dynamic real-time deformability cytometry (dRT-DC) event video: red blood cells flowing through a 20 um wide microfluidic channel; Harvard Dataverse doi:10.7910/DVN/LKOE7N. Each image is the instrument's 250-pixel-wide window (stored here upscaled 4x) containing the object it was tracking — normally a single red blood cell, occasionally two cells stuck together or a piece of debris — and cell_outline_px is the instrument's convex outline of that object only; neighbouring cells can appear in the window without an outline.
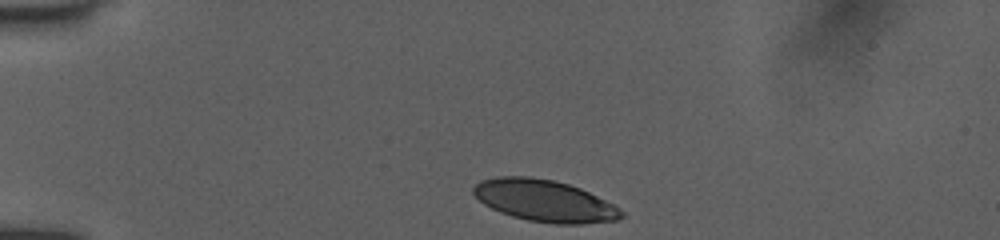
{"species": "human", "species_latin": "Homo sapiens", "temperature_condition": "room temperature", "stored_images_in_passage": 43, "camera_frame_rate_fps": 3000, "um_per_image_px": 0.085, "donor": {"sex": "female"}, "frame": {"image": 1, "passage_image": 1, "time_ms": 0.0, "image_size_px": [1000, 240], "cell_outline_px": [[624, 216], [616, 220], [584, 224], [556, 224], [528, 220], [512, 216], [500, 212], [484, 204], [472, 192], [472, 188], [480, 180], [496, 176], [528, 176], [552, 180], [568, 184], [580, 188], [616, 204], [624, 212]], "centroid_in_image_um": [46.31, 17.06], "position_along_channel_um": 38.7, "area_um2": 36.18}}
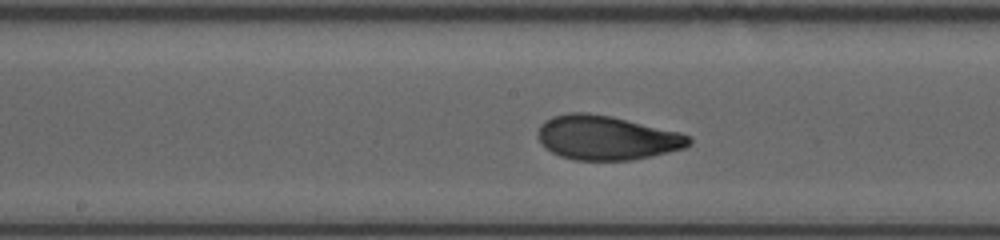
{"frame": {"image": 2, "passage_image": 23, "time_ms": 5.333, "image_size_px": [1000, 240], "cell_outline_px": [[692, 144], [684, 148], [668, 152], [632, 160], [576, 160], [560, 156], [552, 152], [540, 144], [536, 136], [536, 132], [540, 124], [544, 120], [568, 112], [588, 112], [612, 116], [680, 132], [692, 136]], "centroid_in_image_um": [51.55, 11.7], "position_along_channel_um": 196.7, "area_um2": 39.3}}
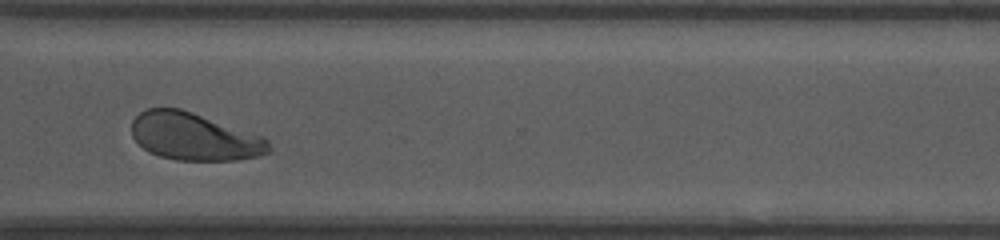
{"frame": {"image": 3, "passage_image": 42, "time_ms": 9.333, "image_size_px": [1000, 240], "cell_outline_px": [[272, 152], [256, 156], [236, 160], [176, 160], [160, 156], [148, 152], [132, 136], [132, 120], [140, 112], [148, 108], [180, 108], [264, 136], [268, 140], [272, 148]], "centroid_in_image_um": [16.54, 11.61], "position_along_channel_um": 354.1, "area_um2": 38.03}}